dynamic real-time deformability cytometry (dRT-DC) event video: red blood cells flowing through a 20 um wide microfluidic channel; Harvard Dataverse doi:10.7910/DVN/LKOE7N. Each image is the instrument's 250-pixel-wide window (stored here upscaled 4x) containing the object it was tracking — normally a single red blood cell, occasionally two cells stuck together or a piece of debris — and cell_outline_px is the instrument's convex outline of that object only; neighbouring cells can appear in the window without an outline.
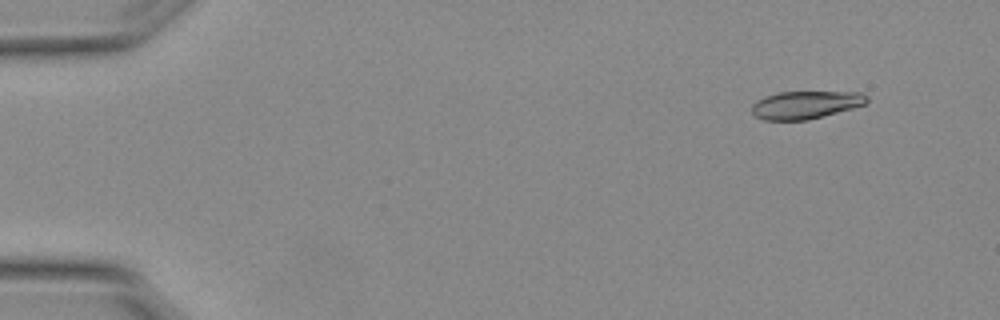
{"species": "Egyptian fruit bat (a non-hibernating species)", "species_latin": "Rousettus aegyptiacus", "temperature_condition": "warm", "stored_images_in_passage": 5, "camera_frame_rate_fps": 3000, "um_per_image_px": 0.085, "animal": {"sex": "female"}, "frame": {"image": 1, "passage_image": 2, "time_ms": 0.333, "image_size_px": [1000, 320], "cell_outline_px": [[868, 100], [864, 104], [852, 108], [808, 120], [764, 120], [756, 116], [752, 112], [752, 104], [756, 100], [764, 96], [780, 92], [860, 92], [868, 96]], "centroid_in_image_um": [68.45, 8.91], "position_along_channel_um": 16.6, "area_um2": 18.55}}
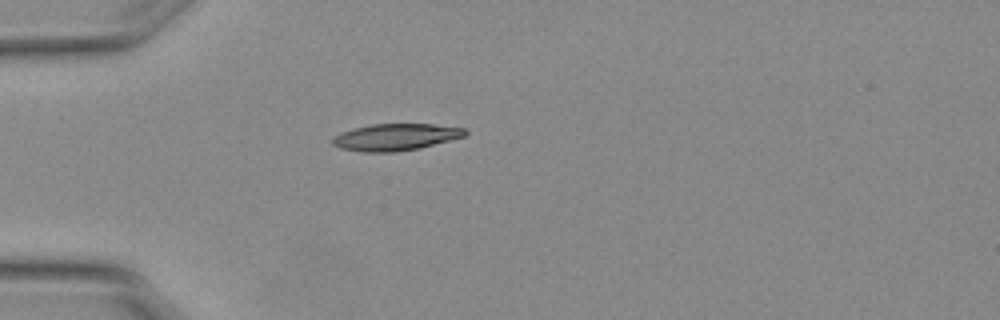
{"frame": {"image": 2, "passage_image": 5, "time_ms": 1.333, "image_size_px": [1000, 320], "cell_outline_px": [[468, 132], [464, 136], [420, 148], [396, 152], [360, 152], [340, 148], [332, 144], [332, 140], [340, 132], [352, 128], [372, 124], [432, 124], [464, 128]], "centroid_in_image_um": [33.59, 11.65], "position_along_channel_um": 51.4, "area_um2": 20.69}}